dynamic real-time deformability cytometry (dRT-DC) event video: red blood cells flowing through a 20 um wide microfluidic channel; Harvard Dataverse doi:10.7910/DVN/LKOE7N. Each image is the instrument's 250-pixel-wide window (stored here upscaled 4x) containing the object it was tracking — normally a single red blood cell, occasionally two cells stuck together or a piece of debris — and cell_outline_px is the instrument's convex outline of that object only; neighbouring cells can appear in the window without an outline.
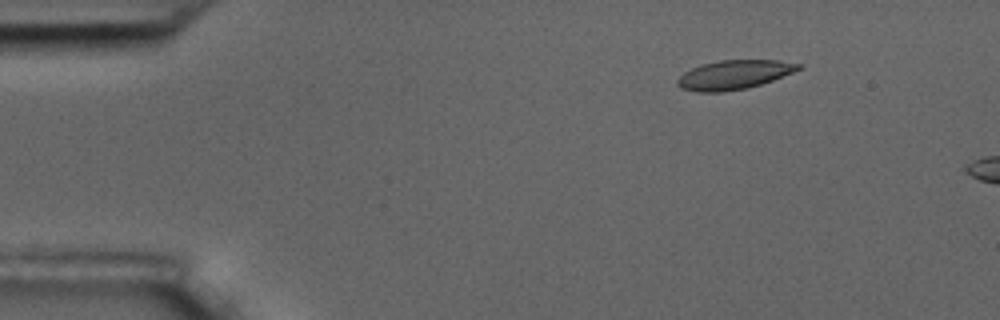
{"species": "common noctule bat (a hibernating species)", "species_latin": "Nyctalus noctula", "temperature_condition": "room temperature", "stored_images_in_passage": 4, "camera_frame_rate_fps": 3000, "um_per_image_px": 0.085, "animal": {"sex": "male", "body_mass_g": 17.5, "forearm_length_mm": 52.3}, "frame": {"image": 1, "passage_image": 2, "time_ms": 2.0, "image_size_px": [1000, 320], "cell_outline_px": [[804, 68], [772, 80], [748, 88], [720, 92], [696, 92], [680, 88], [676, 84], [676, 80], [684, 72], [692, 68], [704, 64], [720, 60], [780, 60], [804, 64]], "centroid_in_image_um": [62.41, 6.35], "position_along_channel_um": 22.6, "area_um2": 20.63}}